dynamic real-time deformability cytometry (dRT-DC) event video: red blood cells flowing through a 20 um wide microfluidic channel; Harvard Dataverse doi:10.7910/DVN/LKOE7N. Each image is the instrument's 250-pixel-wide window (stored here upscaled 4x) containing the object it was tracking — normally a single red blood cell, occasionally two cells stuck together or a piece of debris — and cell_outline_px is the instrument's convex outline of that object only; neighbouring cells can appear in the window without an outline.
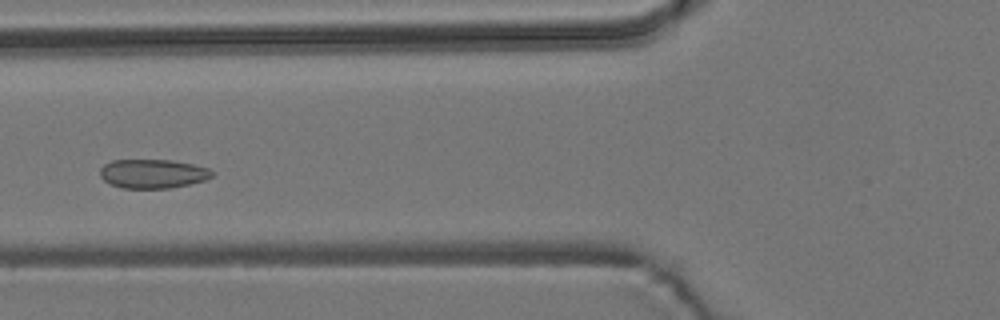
{"species": "common noctule bat (a hibernating species)", "species_latin": "Nyctalus noctula", "temperature_condition": "room temperature", "stored_images_in_passage": 4, "camera_frame_rate_fps": 3000, "um_per_image_px": 0.085, "animal": {"sex": "male", "body_mass_g": 19.2, "forearm_length_mm": 51.8}, "frame": {"image": 1, "passage_image": 4, "time_ms": 3.333, "image_size_px": [1000, 320], "cell_outline_px": [[216, 172], [212, 176], [204, 180], [188, 184], [168, 188], [124, 188], [112, 184], [104, 180], [100, 176], [100, 168], [104, 164], [112, 160], [172, 160], [192, 164], [208, 168]], "centroid_in_image_um": [12.99, 14.75], "position_along_channel_um": 112.8, "area_um2": 18.84}}